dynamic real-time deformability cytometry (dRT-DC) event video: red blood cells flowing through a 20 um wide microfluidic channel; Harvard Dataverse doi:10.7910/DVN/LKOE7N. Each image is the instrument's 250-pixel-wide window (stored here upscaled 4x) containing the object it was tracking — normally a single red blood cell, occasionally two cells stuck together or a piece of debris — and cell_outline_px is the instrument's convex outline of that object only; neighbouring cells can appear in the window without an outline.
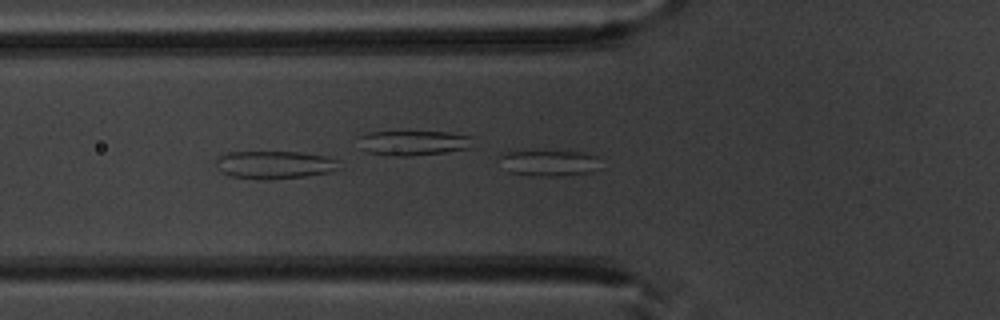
{"species": "common noctule bat (a hibernating species)", "species_latin": "Nyctalus noctula", "temperature_condition": "warm", "stored_images_in_passage": 3, "camera_frame_rate_fps": 3000, "um_per_image_px": 0.085, "animal": {"sex": "male", "body_mass_g": 20.1, "forearm_length_mm": 53.5}, "frame": {"image": 1, "passage_image": 3, "time_ms": 0.667, "image_size_px": [1000, 320], "cell_outline_px": [[596, 168], [592, 172], [560, 176], [528, 176], [508, 172], [500, 156], [508, 152], [584, 152], [596, 156]], "centroid_in_image_um": [46.67, 13.88], "position_along_channel_um": 79.1, "area_um2": 14.74}}